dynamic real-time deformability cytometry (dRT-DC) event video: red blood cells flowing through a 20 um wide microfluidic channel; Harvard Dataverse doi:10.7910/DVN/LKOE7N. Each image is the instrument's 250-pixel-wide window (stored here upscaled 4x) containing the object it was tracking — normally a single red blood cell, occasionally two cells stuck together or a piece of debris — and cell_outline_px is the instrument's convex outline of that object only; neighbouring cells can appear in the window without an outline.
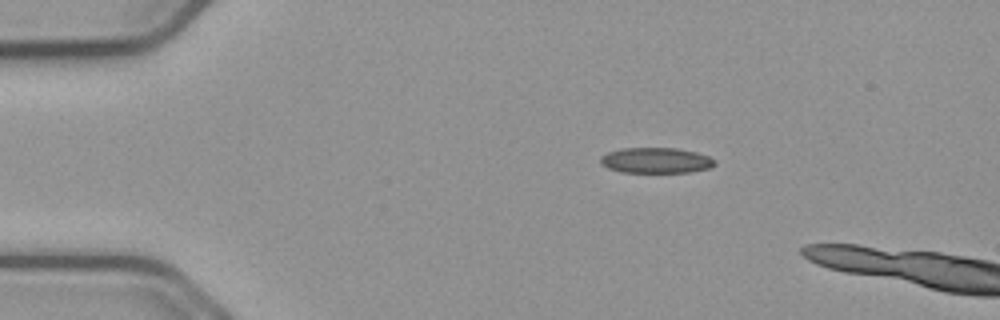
{"species": "common noctule bat (a hibernating species)", "species_latin": "Nyctalus noctula", "temperature_condition": "cold", "stored_images_in_passage": 8, "camera_frame_rate_fps": 3000, "um_per_image_px": 0.085, "animal": {"sex": "male", "body_mass_g": 23.1, "forearm_length_mm": 52.7}, "frame": {"image": 1, "passage_image": 4, "time_ms": 1.0, "image_size_px": [1000, 320], "cell_outline_px": [[716, 164], [712, 168], [688, 172], [620, 172], [608, 168], [600, 164], [600, 156], [608, 152], [620, 148], [676, 148], [696, 152], [708, 156], [716, 160]], "centroid_in_image_um": [55.75, 13.63], "position_along_channel_um": 29.2, "area_um2": 17.17}}